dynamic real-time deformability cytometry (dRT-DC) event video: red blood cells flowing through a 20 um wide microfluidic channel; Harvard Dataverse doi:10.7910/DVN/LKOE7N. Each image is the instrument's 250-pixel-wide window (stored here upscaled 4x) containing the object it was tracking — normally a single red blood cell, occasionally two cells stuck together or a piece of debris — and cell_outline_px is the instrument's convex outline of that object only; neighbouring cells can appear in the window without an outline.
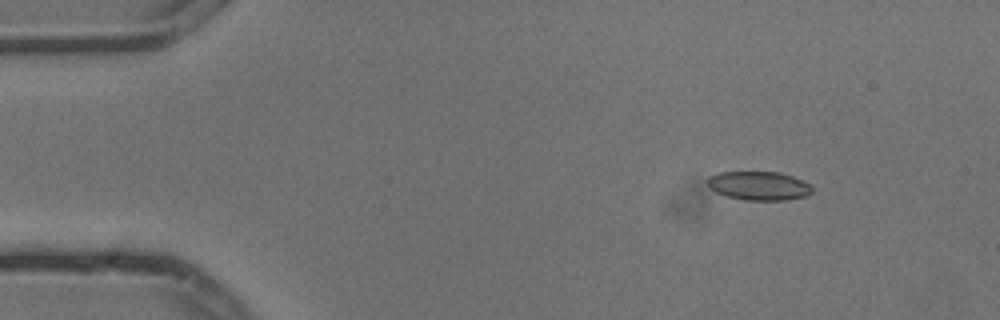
{"species": "common noctule bat (a hibernating species)", "species_latin": "Nyctalus noctula", "temperature_condition": "cold", "stored_images_in_passage": 6, "camera_frame_rate_fps": 3000, "um_per_image_px": 0.085, "animal": {"sex": "male", "body_mass_g": 13.3}, "frame": {"image": 1, "passage_image": 2, "time_ms": 0.333, "image_size_px": [1000, 320], "cell_outline_px": [[812, 192], [804, 196], [784, 200], [744, 200], [728, 196], [716, 192], [708, 188], [704, 180], [708, 176], [720, 172], [780, 172], [792, 176], [808, 184], [812, 188]], "centroid_in_image_um": [64.42, 15.78], "position_along_channel_um": 20.6, "area_um2": 17.57}}
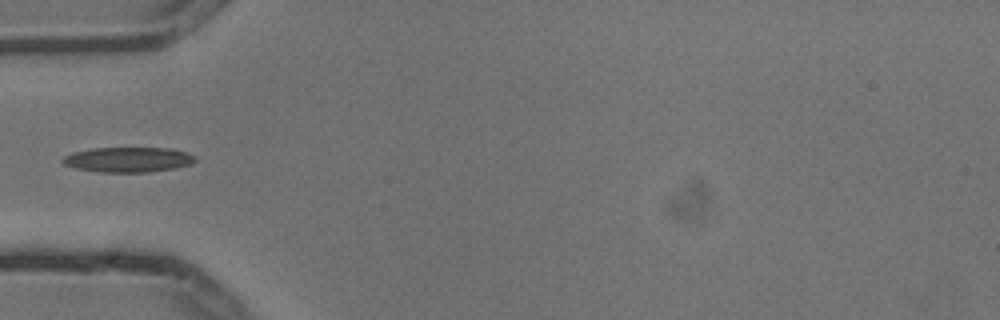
{"frame": {"image": 2, "passage_image": 5, "time_ms": 1.333, "image_size_px": [1000, 320], "cell_outline_px": [[196, 160], [192, 164], [176, 168], [148, 172], [100, 172], [76, 168], [64, 164], [60, 160], [64, 156], [72, 152], [92, 148], [168, 148], [184, 152], [196, 156]], "centroid_in_image_um": [10.88, 13.57], "position_along_channel_um": 74.1, "area_um2": 19.36}}
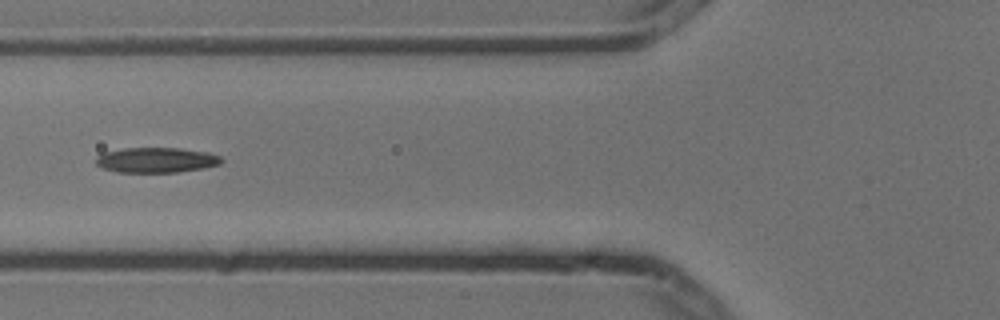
{"frame": {"image": 3, "passage_image": 6, "time_ms": 1.667, "image_size_px": [1000, 320], "cell_outline_px": [[224, 160], [220, 164], [200, 168], [176, 172], [116, 172], [104, 168], [96, 164], [96, 156], [104, 152], [124, 148], [180, 148], [208, 152], [220, 156]], "centroid_in_image_um": [13.27, 13.59], "position_along_channel_um": 112.5, "area_um2": 18.32}}